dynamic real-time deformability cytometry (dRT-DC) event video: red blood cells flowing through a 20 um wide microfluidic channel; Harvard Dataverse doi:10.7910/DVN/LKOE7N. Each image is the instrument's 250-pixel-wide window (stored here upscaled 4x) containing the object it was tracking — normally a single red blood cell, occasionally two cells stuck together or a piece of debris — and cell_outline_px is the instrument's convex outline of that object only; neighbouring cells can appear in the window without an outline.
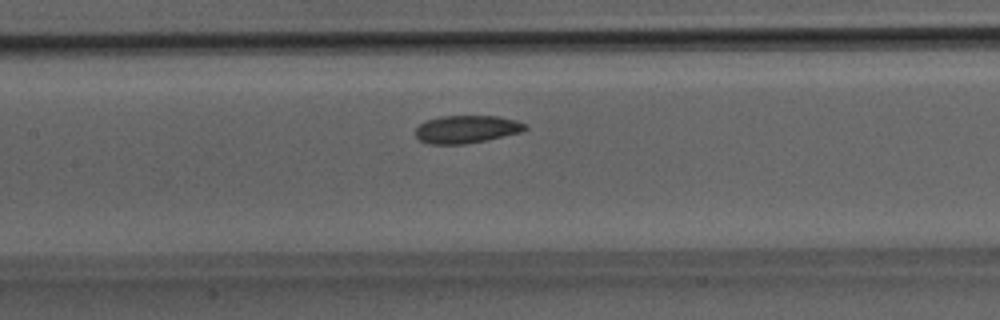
{"species": "Egyptian fruit bat (a non-hibernating species)", "species_latin": "Rousettus aegyptiacus", "temperature_condition": "room temperature", "stored_images_in_passage": 28, "camera_frame_rate_fps": 3000, "um_per_image_px": 0.085, "animal": {"sex": "male"}, "frame": {"image": 1, "passage_image": 9, "time_ms": 2.667, "image_size_px": [1000, 320], "cell_outline_px": [[528, 128], [520, 132], [484, 140], [464, 144], [428, 144], [420, 140], [416, 136], [416, 128], [420, 124], [428, 120], [440, 116], [496, 116], [516, 120], [528, 124]], "centroid_in_image_um": [39.66, 10.98], "position_along_channel_um": 167.7, "area_um2": 17.57}}
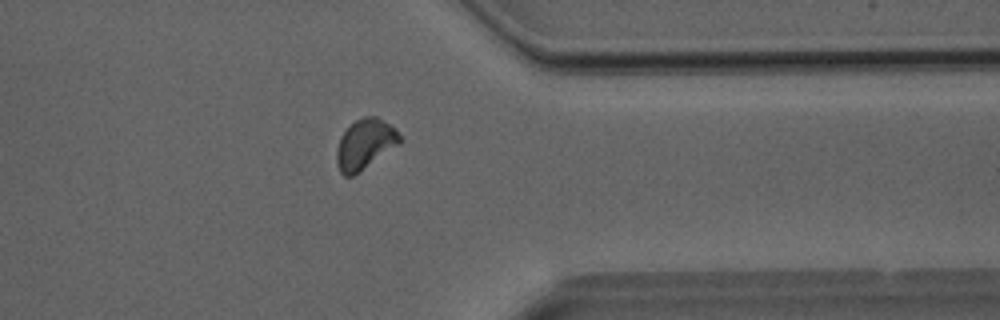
{"frame": {"image": 2, "passage_image": 21, "time_ms": 6.667, "image_size_px": [1000, 320], "cell_outline_px": [[404, 140], [400, 144], [352, 176], [344, 176], [340, 172], [336, 160], [336, 152], [340, 136], [356, 120], [364, 116], [376, 116], [396, 128]], "centroid_in_image_um": [31.05, 12.24], "position_along_channel_um": 380.3, "area_um2": 18.38}}
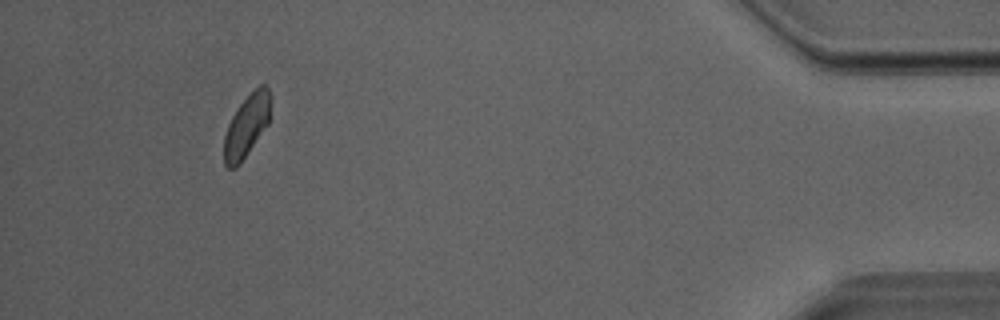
{"frame": {"image": 3, "passage_image": 26, "time_ms": 8.333, "image_size_px": [1000, 320], "cell_outline_px": [[272, 96], [268, 124], [240, 164], [236, 168], [228, 168], [224, 164], [224, 136], [228, 124], [232, 116], [240, 104], [260, 84], [264, 84], [268, 88]], "centroid_in_image_um": [20.97, 10.7], "position_along_channel_um": 414.2, "area_um2": 16.88}}